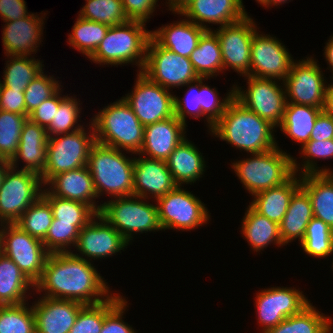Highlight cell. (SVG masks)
I'll list each match as a JSON object with an SVG mask.
<instances>
[{
	"label": "cell",
	"mask_w": 333,
	"mask_h": 333,
	"mask_svg": "<svg viewBox=\"0 0 333 333\" xmlns=\"http://www.w3.org/2000/svg\"><path fill=\"white\" fill-rule=\"evenodd\" d=\"M126 154H130L129 157ZM100 143L89 153L87 167L94 181L98 199L101 196L117 198L134 195L133 169L135 154Z\"/></svg>",
	"instance_id": "obj_4"
},
{
	"label": "cell",
	"mask_w": 333,
	"mask_h": 333,
	"mask_svg": "<svg viewBox=\"0 0 333 333\" xmlns=\"http://www.w3.org/2000/svg\"><path fill=\"white\" fill-rule=\"evenodd\" d=\"M333 319L310 303L265 333H333Z\"/></svg>",
	"instance_id": "obj_35"
},
{
	"label": "cell",
	"mask_w": 333,
	"mask_h": 333,
	"mask_svg": "<svg viewBox=\"0 0 333 333\" xmlns=\"http://www.w3.org/2000/svg\"><path fill=\"white\" fill-rule=\"evenodd\" d=\"M0 110L26 116L24 90L0 87Z\"/></svg>",
	"instance_id": "obj_55"
},
{
	"label": "cell",
	"mask_w": 333,
	"mask_h": 333,
	"mask_svg": "<svg viewBox=\"0 0 333 333\" xmlns=\"http://www.w3.org/2000/svg\"><path fill=\"white\" fill-rule=\"evenodd\" d=\"M44 189L38 173L9 167L0 185V224L15 223Z\"/></svg>",
	"instance_id": "obj_12"
},
{
	"label": "cell",
	"mask_w": 333,
	"mask_h": 333,
	"mask_svg": "<svg viewBox=\"0 0 333 333\" xmlns=\"http://www.w3.org/2000/svg\"><path fill=\"white\" fill-rule=\"evenodd\" d=\"M105 318V301L85 305L78 313L69 333H100Z\"/></svg>",
	"instance_id": "obj_52"
},
{
	"label": "cell",
	"mask_w": 333,
	"mask_h": 333,
	"mask_svg": "<svg viewBox=\"0 0 333 333\" xmlns=\"http://www.w3.org/2000/svg\"><path fill=\"white\" fill-rule=\"evenodd\" d=\"M63 91L64 89L60 88L53 96L43 101L28 118L47 129L54 119L55 109H58L60 101L65 97Z\"/></svg>",
	"instance_id": "obj_54"
},
{
	"label": "cell",
	"mask_w": 333,
	"mask_h": 333,
	"mask_svg": "<svg viewBox=\"0 0 333 333\" xmlns=\"http://www.w3.org/2000/svg\"><path fill=\"white\" fill-rule=\"evenodd\" d=\"M42 197L50 204L53 218L74 226H86L97 213L87 204L53 196L45 187Z\"/></svg>",
	"instance_id": "obj_40"
},
{
	"label": "cell",
	"mask_w": 333,
	"mask_h": 333,
	"mask_svg": "<svg viewBox=\"0 0 333 333\" xmlns=\"http://www.w3.org/2000/svg\"><path fill=\"white\" fill-rule=\"evenodd\" d=\"M187 89L184 91L185 94L183 97H178L174 95V115L180 121L187 125V119L195 118V119H203L204 123L207 126V132H209L213 123L202 113L200 106V77L192 82H189L185 86ZM205 118V119H204Z\"/></svg>",
	"instance_id": "obj_47"
},
{
	"label": "cell",
	"mask_w": 333,
	"mask_h": 333,
	"mask_svg": "<svg viewBox=\"0 0 333 333\" xmlns=\"http://www.w3.org/2000/svg\"><path fill=\"white\" fill-rule=\"evenodd\" d=\"M313 217L311 200L300 187L291 197L287 212L279 224L283 244L290 245L289 243L296 242L297 239L300 243Z\"/></svg>",
	"instance_id": "obj_31"
},
{
	"label": "cell",
	"mask_w": 333,
	"mask_h": 333,
	"mask_svg": "<svg viewBox=\"0 0 333 333\" xmlns=\"http://www.w3.org/2000/svg\"><path fill=\"white\" fill-rule=\"evenodd\" d=\"M314 57L313 54L293 61L283 81L287 103L324 108L328 79Z\"/></svg>",
	"instance_id": "obj_13"
},
{
	"label": "cell",
	"mask_w": 333,
	"mask_h": 333,
	"mask_svg": "<svg viewBox=\"0 0 333 333\" xmlns=\"http://www.w3.org/2000/svg\"><path fill=\"white\" fill-rule=\"evenodd\" d=\"M152 82L173 91L199 78L190 59L160 46L152 37L141 71Z\"/></svg>",
	"instance_id": "obj_14"
},
{
	"label": "cell",
	"mask_w": 333,
	"mask_h": 333,
	"mask_svg": "<svg viewBox=\"0 0 333 333\" xmlns=\"http://www.w3.org/2000/svg\"><path fill=\"white\" fill-rule=\"evenodd\" d=\"M115 292L109 299L105 300V318L100 333H138L132 326L125 322L124 314L129 308L125 296ZM124 318V320H123Z\"/></svg>",
	"instance_id": "obj_48"
},
{
	"label": "cell",
	"mask_w": 333,
	"mask_h": 333,
	"mask_svg": "<svg viewBox=\"0 0 333 333\" xmlns=\"http://www.w3.org/2000/svg\"><path fill=\"white\" fill-rule=\"evenodd\" d=\"M208 162L199 148L186 137L166 159V164L177 185H194L204 177ZM203 175V176H202Z\"/></svg>",
	"instance_id": "obj_28"
},
{
	"label": "cell",
	"mask_w": 333,
	"mask_h": 333,
	"mask_svg": "<svg viewBox=\"0 0 333 333\" xmlns=\"http://www.w3.org/2000/svg\"><path fill=\"white\" fill-rule=\"evenodd\" d=\"M34 291L35 285L10 258L0 252V305L25 303Z\"/></svg>",
	"instance_id": "obj_32"
},
{
	"label": "cell",
	"mask_w": 333,
	"mask_h": 333,
	"mask_svg": "<svg viewBox=\"0 0 333 333\" xmlns=\"http://www.w3.org/2000/svg\"><path fill=\"white\" fill-rule=\"evenodd\" d=\"M277 146L267 152L247 154L230 167L251 196L285 183L293 174V156Z\"/></svg>",
	"instance_id": "obj_6"
},
{
	"label": "cell",
	"mask_w": 333,
	"mask_h": 333,
	"mask_svg": "<svg viewBox=\"0 0 333 333\" xmlns=\"http://www.w3.org/2000/svg\"><path fill=\"white\" fill-rule=\"evenodd\" d=\"M199 77L215 78L224 73L223 58L218 36L207 30L189 57Z\"/></svg>",
	"instance_id": "obj_36"
},
{
	"label": "cell",
	"mask_w": 333,
	"mask_h": 333,
	"mask_svg": "<svg viewBox=\"0 0 333 333\" xmlns=\"http://www.w3.org/2000/svg\"><path fill=\"white\" fill-rule=\"evenodd\" d=\"M149 201L135 195L101 200L99 215L132 245L135 235L163 231L158 219L157 204L154 200Z\"/></svg>",
	"instance_id": "obj_7"
},
{
	"label": "cell",
	"mask_w": 333,
	"mask_h": 333,
	"mask_svg": "<svg viewBox=\"0 0 333 333\" xmlns=\"http://www.w3.org/2000/svg\"><path fill=\"white\" fill-rule=\"evenodd\" d=\"M332 259H333V257H332ZM331 265H332L331 268H332V271H333V260H332V264Z\"/></svg>",
	"instance_id": "obj_65"
},
{
	"label": "cell",
	"mask_w": 333,
	"mask_h": 333,
	"mask_svg": "<svg viewBox=\"0 0 333 333\" xmlns=\"http://www.w3.org/2000/svg\"><path fill=\"white\" fill-rule=\"evenodd\" d=\"M300 289L294 286H273L256 292L254 307L260 333H265L285 318L298 314L311 303Z\"/></svg>",
	"instance_id": "obj_16"
},
{
	"label": "cell",
	"mask_w": 333,
	"mask_h": 333,
	"mask_svg": "<svg viewBox=\"0 0 333 333\" xmlns=\"http://www.w3.org/2000/svg\"><path fill=\"white\" fill-rule=\"evenodd\" d=\"M94 262L71 252L50 253L40 280L35 284L39 296L74 300L94 305L109 299L112 291ZM42 293V294H41Z\"/></svg>",
	"instance_id": "obj_1"
},
{
	"label": "cell",
	"mask_w": 333,
	"mask_h": 333,
	"mask_svg": "<svg viewBox=\"0 0 333 333\" xmlns=\"http://www.w3.org/2000/svg\"><path fill=\"white\" fill-rule=\"evenodd\" d=\"M186 189L184 186L177 185L172 191L155 201L163 231L191 232L210 223L211 213L207 204Z\"/></svg>",
	"instance_id": "obj_9"
},
{
	"label": "cell",
	"mask_w": 333,
	"mask_h": 333,
	"mask_svg": "<svg viewBox=\"0 0 333 333\" xmlns=\"http://www.w3.org/2000/svg\"><path fill=\"white\" fill-rule=\"evenodd\" d=\"M300 182L311 200L314 218L333 229V174H306Z\"/></svg>",
	"instance_id": "obj_33"
},
{
	"label": "cell",
	"mask_w": 333,
	"mask_h": 333,
	"mask_svg": "<svg viewBox=\"0 0 333 333\" xmlns=\"http://www.w3.org/2000/svg\"><path fill=\"white\" fill-rule=\"evenodd\" d=\"M9 167H10L9 160L0 158V185L3 181L5 173Z\"/></svg>",
	"instance_id": "obj_61"
},
{
	"label": "cell",
	"mask_w": 333,
	"mask_h": 333,
	"mask_svg": "<svg viewBox=\"0 0 333 333\" xmlns=\"http://www.w3.org/2000/svg\"><path fill=\"white\" fill-rule=\"evenodd\" d=\"M27 2L25 0H0V19L3 22L15 21L28 16Z\"/></svg>",
	"instance_id": "obj_56"
},
{
	"label": "cell",
	"mask_w": 333,
	"mask_h": 333,
	"mask_svg": "<svg viewBox=\"0 0 333 333\" xmlns=\"http://www.w3.org/2000/svg\"><path fill=\"white\" fill-rule=\"evenodd\" d=\"M323 109L310 105L286 103L282 124L278 129L284 136L302 147L309 141L314 123Z\"/></svg>",
	"instance_id": "obj_34"
},
{
	"label": "cell",
	"mask_w": 333,
	"mask_h": 333,
	"mask_svg": "<svg viewBox=\"0 0 333 333\" xmlns=\"http://www.w3.org/2000/svg\"><path fill=\"white\" fill-rule=\"evenodd\" d=\"M44 187L53 196L85 203L97 214L100 212L102 203L96 200L94 181L87 166L55 175Z\"/></svg>",
	"instance_id": "obj_25"
},
{
	"label": "cell",
	"mask_w": 333,
	"mask_h": 333,
	"mask_svg": "<svg viewBox=\"0 0 333 333\" xmlns=\"http://www.w3.org/2000/svg\"><path fill=\"white\" fill-rule=\"evenodd\" d=\"M27 119L28 116L0 110V158L10 161L16 154Z\"/></svg>",
	"instance_id": "obj_46"
},
{
	"label": "cell",
	"mask_w": 333,
	"mask_h": 333,
	"mask_svg": "<svg viewBox=\"0 0 333 333\" xmlns=\"http://www.w3.org/2000/svg\"><path fill=\"white\" fill-rule=\"evenodd\" d=\"M328 115L333 117V88H328L323 109Z\"/></svg>",
	"instance_id": "obj_60"
},
{
	"label": "cell",
	"mask_w": 333,
	"mask_h": 333,
	"mask_svg": "<svg viewBox=\"0 0 333 333\" xmlns=\"http://www.w3.org/2000/svg\"><path fill=\"white\" fill-rule=\"evenodd\" d=\"M326 44L324 46V53L323 56L325 58V61L328 65L327 70H330V72L333 71V34L329 36V39L324 43Z\"/></svg>",
	"instance_id": "obj_59"
},
{
	"label": "cell",
	"mask_w": 333,
	"mask_h": 333,
	"mask_svg": "<svg viewBox=\"0 0 333 333\" xmlns=\"http://www.w3.org/2000/svg\"><path fill=\"white\" fill-rule=\"evenodd\" d=\"M0 333H36L32 305H0Z\"/></svg>",
	"instance_id": "obj_44"
},
{
	"label": "cell",
	"mask_w": 333,
	"mask_h": 333,
	"mask_svg": "<svg viewBox=\"0 0 333 333\" xmlns=\"http://www.w3.org/2000/svg\"><path fill=\"white\" fill-rule=\"evenodd\" d=\"M8 59V60H7ZM0 87L25 90L45 68L44 61L34 56H6Z\"/></svg>",
	"instance_id": "obj_37"
},
{
	"label": "cell",
	"mask_w": 333,
	"mask_h": 333,
	"mask_svg": "<svg viewBox=\"0 0 333 333\" xmlns=\"http://www.w3.org/2000/svg\"><path fill=\"white\" fill-rule=\"evenodd\" d=\"M333 139V117L324 110L317 117L309 140H329Z\"/></svg>",
	"instance_id": "obj_57"
},
{
	"label": "cell",
	"mask_w": 333,
	"mask_h": 333,
	"mask_svg": "<svg viewBox=\"0 0 333 333\" xmlns=\"http://www.w3.org/2000/svg\"><path fill=\"white\" fill-rule=\"evenodd\" d=\"M256 23L247 15L236 23L213 29L221 47L224 75L232 69L240 77L251 76V42L259 29Z\"/></svg>",
	"instance_id": "obj_17"
},
{
	"label": "cell",
	"mask_w": 333,
	"mask_h": 333,
	"mask_svg": "<svg viewBox=\"0 0 333 333\" xmlns=\"http://www.w3.org/2000/svg\"><path fill=\"white\" fill-rule=\"evenodd\" d=\"M301 250L313 259L333 256V229L317 218H312L306 227L304 239L298 243Z\"/></svg>",
	"instance_id": "obj_41"
},
{
	"label": "cell",
	"mask_w": 333,
	"mask_h": 333,
	"mask_svg": "<svg viewBox=\"0 0 333 333\" xmlns=\"http://www.w3.org/2000/svg\"><path fill=\"white\" fill-rule=\"evenodd\" d=\"M108 29L107 25L76 16L66 42L87 59L98 48Z\"/></svg>",
	"instance_id": "obj_39"
},
{
	"label": "cell",
	"mask_w": 333,
	"mask_h": 333,
	"mask_svg": "<svg viewBox=\"0 0 333 333\" xmlns=\"http://www.w3.org/2000/svg\"><path fill=\"white\" fill-rule=\"evenodd\" d=\"M286 47L276 36L258 29L251 42V76L283 82L295 60Z\"/></svg>",
	"instance_id": "obj_19"
},
{
	"label": "cell",
	"mask_w": 333,
	"mask_h": 333,
	"mask_svg": "<svg viewBox=\"0 0 333 333\" xmlns=\"http://www.w3.org/2000/svg\"><path fill=\"white\" fill-rule=\"evenodd\" d=\"M247 87L234 82V98L246 109L278 128L282 124L286 94L283 82L255 76H244Z\"/></svg>",
	"instance_id": "obj_10"
},
{
	"label": "cell",
	"mask_w": 333,
	"mask_h": 333,
	"mask_svg": "<svg viewBox=\"0 0 333 333\" xmlns=\"http://www.w3.org/2000/svg\"><path fill=\"white\" fill-rule=\"evenodd\" d=\"M245 209V215L240 222V234L252 251L260 254L271 244L278 249L285 246L281 240L279 224L259 214L250 205Z\"/></svg>",
	"instance_id": "obj_30"
},
{
	"label": "cell",
	"mask_w": 333,
	"mask_h": 333,
	"mask_svg": "<svg viewBox=\"0 0 333 333\" xmlns=\"http://www.w3.org/2000/svg\"><path fill=\"white\" fill-rule=\"evenodd\" d=\"M187 127L175 115L145 126L143 145L138 154L166 161L176 146L187 137Z\"/></svg>",
	"instance_id": "obj_24"
},
{
	"label": "cell",
	"mask_w": 333,
	"mask_h": 333,
	"mask_svg": "<svg viewBox=\"0 0 333 333\" xmlns=\"http://www.w3.org/2000/svg\"><path fill=\"white\" fill-rule=\"evenodd\" d=\"M78 16L109 27L129 21L122 0H85Z\"/></svg>",
	"instance_id": "obj_43"
},
{
	"label": "cell",
	"mask_w": 333,
	"mask_h": 333,
	"mask_svg": "<svg viewBox=\"0 0 333 333\" xmlns=\"http://www.w3.org/2000/svg\"><path fill=\"white\" fill-rule=\"evenodd\" d=\"M135 156L133 169L135 196L156 201L177 186L166 161L148 158L138 153Z\"/></svg>",
	"instance_id": "obj_21"
},
{
	"label": "cell",
	"mask_w": 333,
	"mask_h": 333,
	"mask_svg": "<svg viewBox=\"0 0 333 333\" xmlns=\"http://www.w3.org/2000/svg\"><path fill=\"white\" fill-rule=\"evenodd\" d=\"M147 24L132 21L109 27L104 39L95 52L88 58L99 66L112 65L115 67L135 65L137 72H141L147 54L151 31Z\"/></svg>",
	"instance_id": "obj_3"
},
{
	"label": "cell",
	"mask_w": 333,
	"mask_h": 333,
	"mask_svg": "<svg viewBox=\"0 0 333 333\" xmlns=\"http://www.w3.org/2000/svg\"><path fill=\"white\" fill-rule=\"evenodd\" d=\"M275 132V126L234 98L208 134L241 153L259 154L279 146Z\"/></svg>",
	"instance_id": "obj_2"
},
{
	"label": "cell",
	"mask_w": 333,
	"mask_h": 333,
	"mask_svg": "<svg viewBox=\"0 0 333 333\" xmlns=\"http://www.w3.org/2000/svg\"><path fill=\"white\" fill-rule=\"evenodd\" d=\"M0 252L10 258L35 285L41 278L50 252L43 241L15 223L0 224Z\"/></svg>",
	"instance_id": "obj_11"
},
{
	"label": "cell",
	"mask_w": 333,
	"mask_h": 333,
	"mask_svg": "<svg viewBox=\"0 0 333 333\" xmlns=\"http://www.w3.org/2000/svg\"><path fill=\"white\" fill-rule=\"evenodd\" d=\"M159 0H122L123 8L129 20L148 23L154 16Z\"/></svg>",
	"instance_id": "obj_53"
},
{
	"label": "cell",
	"mask_w": 333,
	"mask_h": 333,
	"mask_svg": "<svg viewBox=\"0 0 333 333\" xmlns=\"http://www.w3.org/2000/svg\"><path fill=\"white\" fill-rule=\"evenodd\" d=\"M256 3L260 4L263 8V6L267 3V0H255Z\"/></svg>",
	"instance_id": "obj_63"
},
{
	"label": "cell",
	"mask_w": 333,
	"mask_h": 333,
	"mask_svg": "<svg viewBox=\"0 0 333 333\" xmlns=\"http://www.w3.org/2000/svg\"><path fill=\"white\" fill-rule=\"evenodd\" d=\"M83 227L74 226L71 223L58 222L57 219L53 218L46 237L42 240L44 247L50 253L71 252Z\"/></svg>",
	"instance_id": "obj_51"
},
{
	"label": "cell",
	"mask_w": 333,
	"mask_h": 333,
	"mask_svg": "<svg viewBox=\"0 0 333 333\" xmlns=\"http://www.w3.org/2000/svg\"><path fill=\"white\" fill-rule=\"evenodd\" d=\"M176 15L180 18L179 21L158 27L151 31V37L160 46L189 58L198 46L201 36L207 30L199 27L180 13H176Z\"/></svg>",
	"instance_id": "obj_27"
},
{
	"label": "cell",
	"mask_w": 333,
	"mask_h": 333,
	"mask_svg": "<svg viewBox=\"0 0 333 333\" xmlns=\"http://www.w3.org/2000/svg\"><path fill=\"white\" fill-rule=\"evenodd\" d=\"M300 187V175L294 173L282 185L254 194L249 205L270 221L280 224L287 212L291 197Z\"/></svg>",
	"instance_id": "obj_29"
},
{
	"label": "cell",
	"mask_w": 333,
	"mask_h": 333,
	"mask_svg": "<svg viewBox=\"0 0 333 333\" xmlns=\"http://www.w3.org/2000/svg\"><path fill=\"white\" fill-rule=\"evenodd\" d=\"M48 138L46 128L41 127L28 118L22 128L17 152L9 161L10 166L16 169L33 171L41 175L47 162ZM19 163L24 164L19 167Z\"/></svg>",
	"instance_id": "obj_26"
},
{
	"label": "cell",
	"mask_w": 333,
	"mask_h": 333,
	"mask_svg": "<svg viewBox=\"0 0 333 333\" xmlns=\"http://www.w3.org/2000/svg\"><path fill=\"white\" fill-rule=\"evenodd\" d=\"M292 0H267V3L263 6L267 9H272L273 6L278 8V6L291 2Z\"/></svg>",
	"instance_id": "obj_62"
},
{
	"label": "cell",
	"mask_w": 333,
	"mask_h": 333,
	"mask_svg": "<svg viewBox=\"0 0 333 333\" xmlns=\"http://www.w3.org/2000/svg\"><path fill=\"white\" fill-rule=\"evenodd\" d=\"M36 333H69L85 306L74 300L37 296L32 303Z\"/></svg>",
	"instance_id": "obj_22"
},
{
	"label": "cell",
	"mask_w": 333,
	"mask_h": 333,
	"mask_svg": "<svg viewBox=\"0 0 333 333\" xmlns=\"http://www.w3.org/2000/svg\"><path fill=\"white\" fill-rule=\"evenodd\" d=\"M134 82V88L122 98L144 127L174 116V92L152 82L141 72H137Z\"/></svg>",
	"instance_id": "obj_15"
},
{
	"label": "cell",
	"mask_w": 333,
	"mask_h": 333,
	"mask_svg": "<svg viewBox=\"0 0 333 333\" xmlns=\"http://www.w3.org/2000/svg\"><path fill=\"white\" fill-rule=\"evenodd\" d=\"M53 221V213L50 204L41 196L15 222L29 235L43 240Z\"/></svg>",
	"instance_id": "obj_45"
},
{
	"label": "cell",
	"mask_w": 333,
	"mask_h": 333,
	"mask_svg": "<svg viewBox=\"0 0 333 333\" xmlns=\"http://www.w3.org/2000/svg\"><path fill=\"white\" fill-rule=\"evenodd\" d=\"M206 80H211V78L200 77V106L202 113L215 124L226 111L228 104L234 99V84L225 96L221 97L217 88L206 84Z\"/></svg>",
	"instance_id": "obj_49"
},
{
	"label": "cell",
	"mask_w": 333,
	"mask_h": 333,
	"mask_svg": "<svg viewBox=\"0 0 333 333\" xmlns=\"http://www.w3.org/2000/svg\"><path fill=\"white\" fill-rule=\"evenodd\" d=\"M332 75L331 76H329L330 77V83H328V88H333V71H332V73H331Z\"/></svg>",
	"instance_id": "obj_64"
},
{
	"label": "cell",
	"mask_w": 333,
	"mask_h": 333,
	"mask_svg": "<svg viewBox=\"0 0 333 333\" xmlns=\"http://www.w3.org/2000/svg\"><path fill=\"white\" fill-rule=\"evenodd\" d=\"M129 245L118 231L97 214L80 230L71 253L87 261L95 262V260L101 261V259L112 258L118 253L121 254Z\"/></svg>",
	"instance_id": "obj_18"
},
{
	"label": "cell",
	"mask_w": 333,
	"mask_h": 333,
	"mask_svg": "<svg viewBox=\"0 0 333 333\" xmlns=\"http://www.w3.org/2000/svg\"><path fill=\"white\" fill-rule=\"evenodd\" d=\"M62 81L54 74L48 75L44 70L35 77L24 90L26 116L33 112L43 101L53 96L61 87Z\"/></svg>",
	"instance_id": "obj_50"
},
{
	"label": "cell",
	"mask_w": 333,
	"mask_h": 333,
	"mask_svg": "<svg viewBox=\"0 0 333 333\" xmlns=\"http://www.w3.org/2000/svg\"><path fill=\"white\" fill-rule=\"evenodd\" d=\"M165 7H168L166 10L172 11L174 16H176V13H181L187 5L192 1V0H165Z\"/></svg>",
	"instance_id": "obj_58"
},
{
	"label": "cell",
	"mask_w": 333,
	"mask_h": 333,
	"mask_svg": "<svg viewBox=\"0 0 333 333\" xmlns=\"http://www.w3.org/2000/svg\"><path fill=\"white\" fill-rule=\"evenodd\" d=\"M90 121L97 143L133 154L140 152L145 127L122 97L99 109Z\"/></svg>",
	"instance_id": "obj_5"
},
{
	"label": "cell",
	"mask_w": 333,
	"mask_h": 333,
	"mask_svg": "<svg viewBox=\"0 0 333 333\" xmlns=\"http://www.w3.org/2000/svg\"><path fill=\"white\" fill-rule=\"evenodd\" d=\"M300 150L302 158L297 161L296 157H293V171L294 173L303 176L306 174H333V169L328 166H318V159L321 161L333 159V139L329 140H309ZM321 168V169H320Z\"/></svg>",
	"instance_id": "obj_38"
},
{
	"label": "cell",
	"mask_w": 333,
	"mask_h": 333,
	"mask_svg": "<svg viewBox=\"0 0 333 333\" xmlns=\"http://www.w3.org/2000/svg\"><path fill=\"white\" fill-rule=\"evenodd\" d=\"M41 14V15H40ZM48 13H30L28 16L3 22L2 45L5 56H35L43 42L44 25ZM33 54V55H32Z\"/></svg>",
	"instance_id": "obj_20"
},
{
	"label": "cell",
	"mask_w": 333,
	"mask_h": 333,
	"mask_svg": "<svg viewBox=\"0 0 333 333\" xmlns=\"http://www.w3.org/2000/svg\"><path fill=\"white\" fill-rule=\"evenodd\" d=\"M65 95L60 101L58 109H55L54 119L46 129L48 137L73 133L85 126L86 122L81 121L82 102L75 94L72 96L65 93Z\"/></svg>",
	"instance_id": "obj_42"
},
{
	"label": "cell",
	"mask_w": 333,
	"mask_h": 333,
	"mask_svg": "<svg viewBox=\"0 0 333 333\" xmlns=\"http://www.w3.org/2000/svg\"><path fill=\"white\" fill-rule=\"evenodd\" d=\"M243 4V0H192L180 14L205 30H213V25L223 27L249 15Z\"/></svg>",
	"instance_id": "obj_23"
},
{
	"label": "cell",
	"mask_w": 333,
	"mask_h": 333,
	"mask_svg": "<svg viewBox=\"0 0 333 333\" xmlns=\"http://www.w3.org/2000/svg\"><path fill=\"white\" fill-rule=\"evenodd\" d=\"M95 143V132L91 121L73 133L49 137L47 162L45 170L40 175L44 186L55 175L87 166L90 150Z\"/></svg>",
	"instance_id": "obj_8"
}]
</instances>
